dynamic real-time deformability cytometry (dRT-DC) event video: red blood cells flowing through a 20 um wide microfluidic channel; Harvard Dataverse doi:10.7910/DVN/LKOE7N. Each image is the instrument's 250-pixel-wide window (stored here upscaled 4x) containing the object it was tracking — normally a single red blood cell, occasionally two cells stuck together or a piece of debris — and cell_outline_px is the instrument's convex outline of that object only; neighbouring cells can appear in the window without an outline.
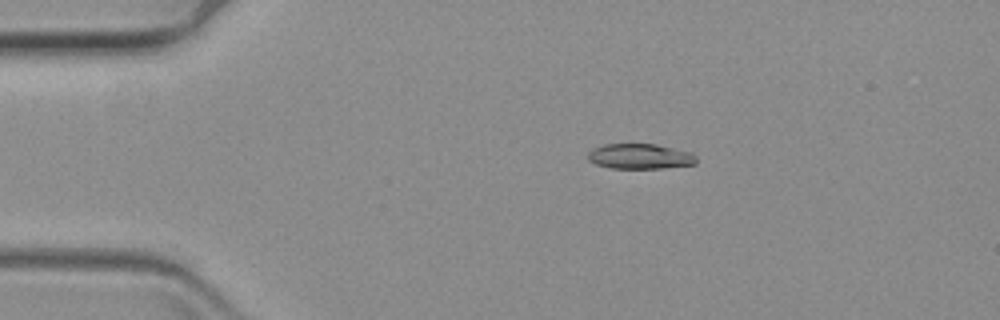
{"species": "common noctule bat (a hibernating species)", "species_latin": "Nyctalus noctula", "temperature_condition": "warm", "stored_images_in_passage": 51, "camera_frame_rate_fps": 3000, "um_per_image_px": 0.085, "animal": {"sex": "female", "body_mass_g": 19.3, "forearm_length_mm": 54.1}, "frame": {"image": 1, "passage_image": 1, "time_ms": 0.0, "image_size_px": [1000, 320], "cell_outline_px": [[696, 164], [664, 168], [612, 168], [596, 164], [588, 160], [588, 152], [592, 148], [604, 144], [656, 144], [688, 152], [696, 156]], "centroid_in_image_um": [54.37, 13.29], "position_along_channel_um": 30.6, "area_um2": 15.84}}
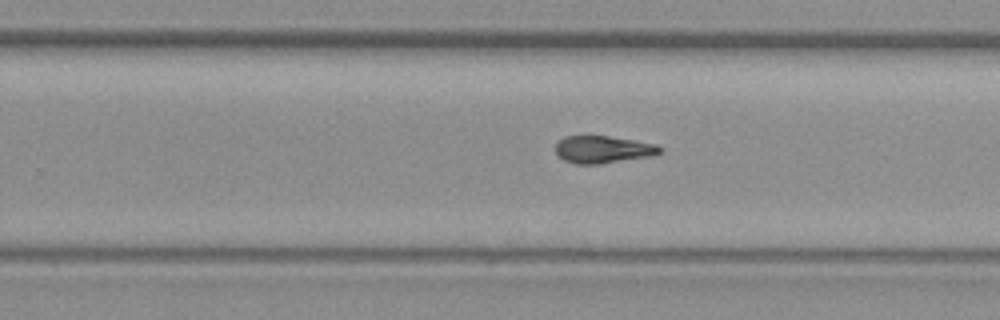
{"frame": {"image": 2, "passage_image": 28, "time_ms": 9.0, "image_size_px": [1000, 320], "cell_outline_px": [[664, 152], [656, 156], [600, 164], [576, 164], [564, 160], [556, 156], [556, 144], [564, 136], [608, 136], [656, 144], [664, 148]], "centroid_in_image_um": [51.31, 12.72], "position_along_channel_um": 278.5, "area_um2": 16.94}}
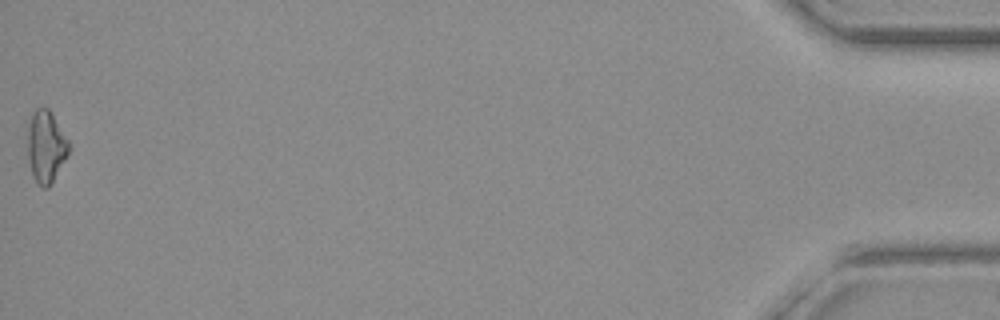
{"frame": {"image": 3, "passage_image": 51, "time_ms": 16.667, "image_size_px": [1000, 320], "cell_outline_px": [[68, 152], [64, 160], [48, 188], [44, 188], [36, 184], [32, 176], [28, 160], [28, 128], [32, 112], [36, 108], [48, 108], [68, 140]], "centroid_in_image_um": [3.87, 12.48], "position_along_channel_um": 431.3, "area_um2": 16.94}}